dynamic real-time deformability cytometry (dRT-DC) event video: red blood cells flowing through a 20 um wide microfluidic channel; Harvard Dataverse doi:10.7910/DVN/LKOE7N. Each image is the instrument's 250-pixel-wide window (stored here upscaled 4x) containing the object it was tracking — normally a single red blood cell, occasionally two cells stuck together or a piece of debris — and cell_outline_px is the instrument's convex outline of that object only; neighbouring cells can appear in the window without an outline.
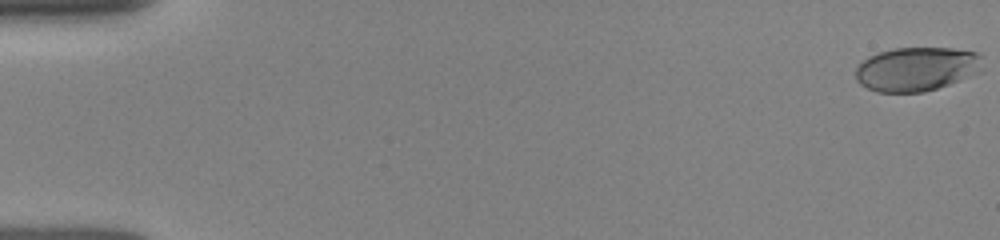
{"species": "human", "species_latin": "Homo sapiens", "temperature_condition": "room temperature", "stored_images_in_passage": 82, "camera_frame_rate_fps": 3000, "um_per_image_px": 0.085, "donor": {"sex": "female"}, "frame": {"image": 1, "passage_image": 1, "time_ms": 0.0, "image_size_px": [1000, 240], "cell_outline_px": [[984, 56], [980, 72], [948, 84], [924, 92], [876, 92], [860, 84], [856, 80], [856, 68], [868, 56], [880, 52], [896, 48], [952, 48], [976, 52]], "centroid_in_image_um": [77.93, 5.86], "position_along_channel_um": 7.1, "area_um2": 32.54}}
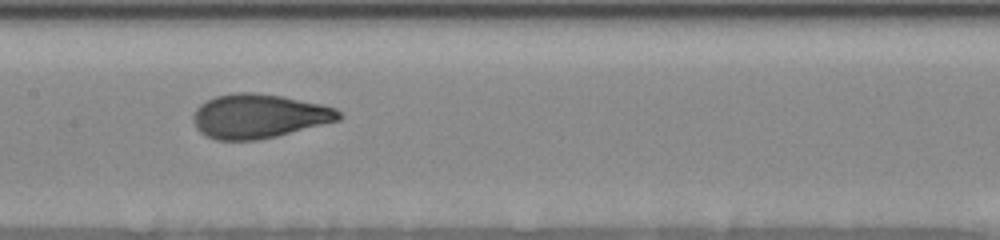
{"frame": {"image": 2, "passage_image": 44, "time_ms": 8.333, "image_size_px": [1000, 240], "cell_outline_px": [[344, 116], [340, 120], [276, 136], [256, 140], [216, 140], [200, 132], [196, 128], [192, 120], [192, 116], [196, 108], [200, 104], [216, 96], [236, 92], [252, 92], [280, 96], [320, 104], [336, 108]], "centroid_in_image_um": [21.99, 9.87], "position_along_channel_um": 185.4, "area_um2": 37.34}}
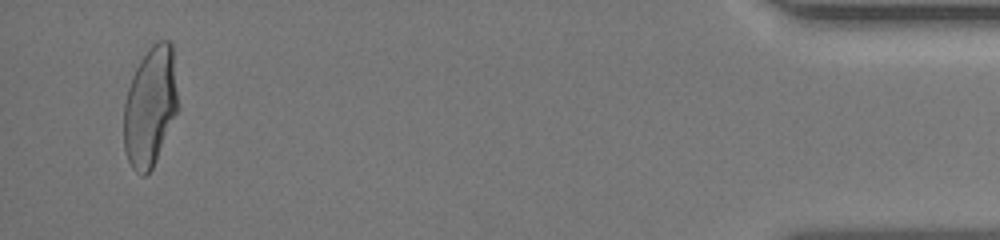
{"frame": {"image": 3, "passage_image": 78, "time_ms": 16.0, "image_size_px": [1000, 240], "cell_outline_px": [[180, 108], [152, 168], [144, 176], [136, 172], [132, 168], [128, 160], [124, 148], [124, 104], [128, 88], [132, 76], [140, 60], [148, 48], [152, 44], [160, 40], [168, 40], [172, 44]], "centroid_in_image_um": [12.79, 9.04], "position_along_channel_um": 422.4, "area_um2": 38.15}}